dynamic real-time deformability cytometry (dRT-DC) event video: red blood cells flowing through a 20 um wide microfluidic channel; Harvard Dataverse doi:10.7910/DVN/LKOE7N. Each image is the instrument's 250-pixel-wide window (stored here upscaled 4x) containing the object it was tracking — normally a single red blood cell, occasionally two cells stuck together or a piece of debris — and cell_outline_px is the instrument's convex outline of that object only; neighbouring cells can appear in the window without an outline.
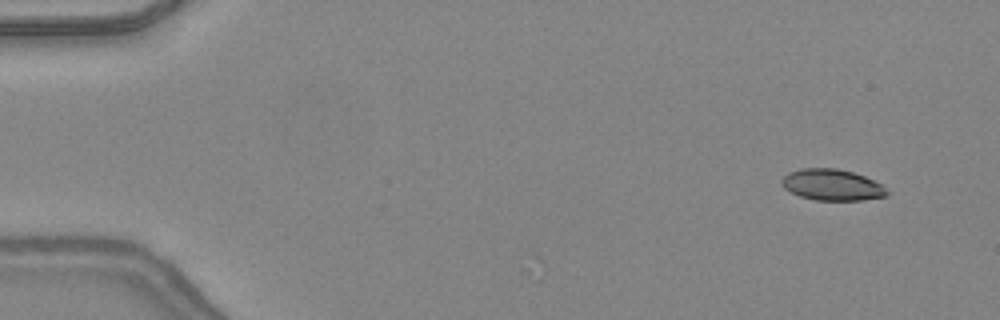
{"species": "common noctule bat (a hibernating species)", "species_latin": "Nyctalus noctula", "temperature_condition": "warm", "stored_images_in_passage": 36, "camera_frame_rate_fps": 3000, "um_per_image_px": 0.085, "animal": {"sex": "female", "body_mass_g": 24.6, "forearm_length_mm": 56.2}, "frame": {"image": 1, "passage_image": 1, "time_ms": 0.0, "image_size_px": [1000, 320], "cell_outline_px": [[888, 196], [864, 200], [816, 200], [800, 196], [784, 188], [780, 180], [788, 172], [800, 168], [836, 168], [852, 172], [864, 176], [880, 184], [888, 192]], "centroid_in_image_um": [70.7, 15.71], "position_along_channel_um": 14.3, "area_um2": 19.07}}
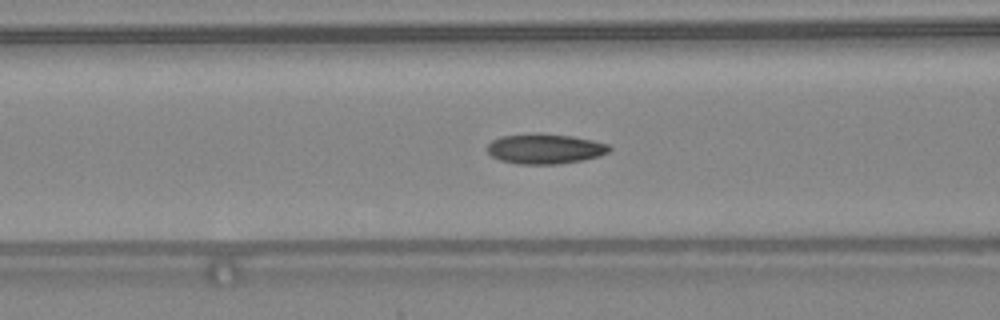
{"frame": {"image": 2, "passage_image": 17, "time_ms": 5.333, "image_size_px": [1000, 320], "cell_outline_px": [[612, 148], [608, 152], [600, 156], [584, 160], [560, 164], [516, 164], [500, 160], [492, 156], [488, 152], [488, 144], [492, 140], [500, 136], [536, 132], [572, 136], [592, 140], [608, 144]], "centroid_in_image_um": [46.32, 12.64], "position_along_channel_um": 120.3, "area_um2": 21.68}}
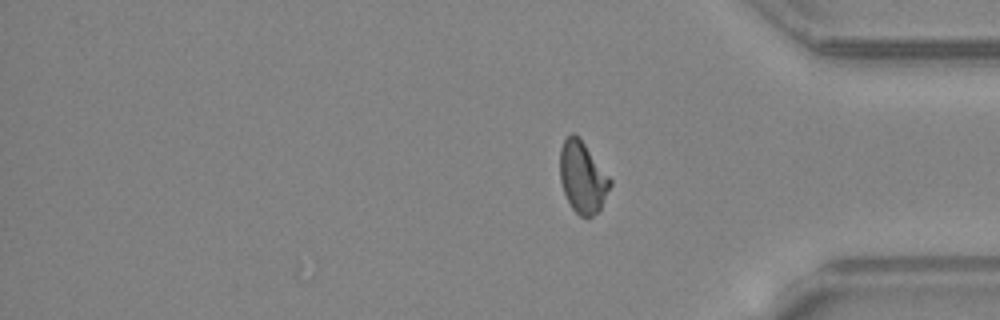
{"frame": {"image": 3, "passage_image": 36, "time_ms": 11.667, "image_size_px": [1000, 320], "cell_outline_px": [[612, 184], [600, 212], [592, 216], [580, 216], [572, 208], [564, 192], [560, 180], [560, 148], [564, 140], [572, 132], [580, 136], [612, 180]], "centroid_in_image_um": [49.54, 15.05], "position_along_channel_um": 385.7, "area_um2": 21.15}, "authors_computed_cell_mechanics": {"area_um2": 20.5768, "velocity_mm_per_s": 4.3876, "shape_relaxation_time_tau1_ms": 8.7417, "shape_relaxation_time_tau2_ms": 1.652, "deformation_change_tau1": 0.2234, "deformation_change_tau2": 0.0877}}